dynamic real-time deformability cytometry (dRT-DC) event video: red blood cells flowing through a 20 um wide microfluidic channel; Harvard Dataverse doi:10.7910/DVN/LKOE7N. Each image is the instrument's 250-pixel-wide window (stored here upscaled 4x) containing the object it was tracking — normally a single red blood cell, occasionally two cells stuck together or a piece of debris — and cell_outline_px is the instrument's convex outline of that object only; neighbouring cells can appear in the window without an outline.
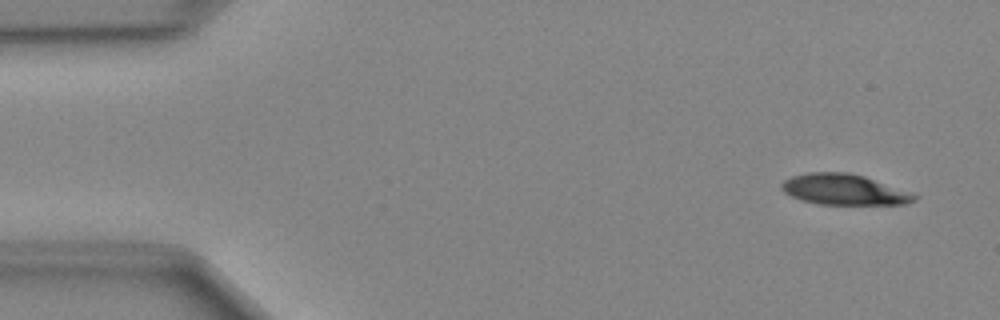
{"species": "Egyptian fruit bat (a non-hibernating species)", "species_latin": "Rousettus aegyptiacus", "temperature_condition": "cold", "stored_images_in_passage": 48, "camera_frame_rate_fps": 3000, "um_per_image_px": 0.085, "animal": {"sex": "female"}, "frame": {"image": 1, "passage_image": 3, "time_ms": 0.667, "image_size_px": [1000, 320], "cell_outline_px": [[920, 196], [916, 200], [908, 204], [820, 204], [804, 200], [792, 196], [784, 192], [780, 188], [780, 184], [784, 180], [792, 176], [808, 172], [848, 172], [864, 176], [912, 192]], "centroid_in_image_um": [71.78, 16.1], "position_along_channel_um": 13.2, "area_um2": 23.81}}
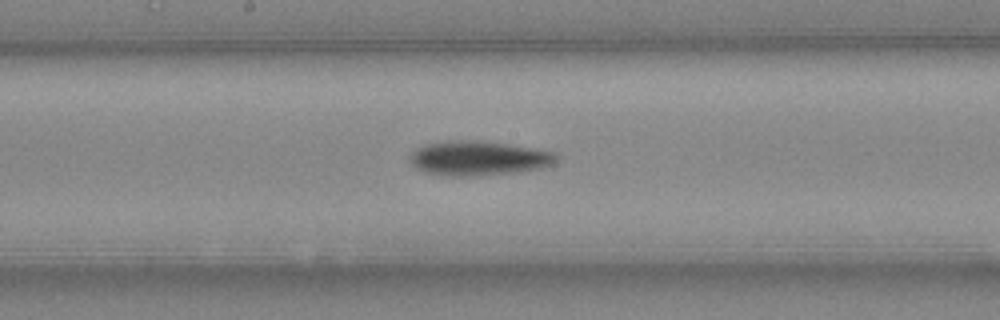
{"frame": {"image": 2, "passage_image": 25, "time_ms": 8.0, "image_size_px": [1000, 320], "cell_outline_px": [[556, 160], [552, 164], [540, 168], [512, 172], [472, 176], [448, 176], [424, 172], [416, 168], [412, 164], [412, 152], [416, 148], [424, 144], [452, 140], [472, 140], [504, 144], [556, 152]], "centroid_in_image_um": [40.62, 13.45], "position_along_channel_um": 207.6, "area_um2": 28.9}}
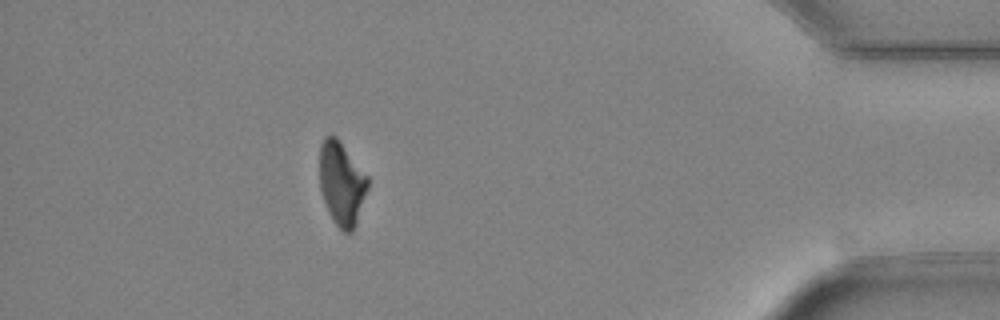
{"frame": {"image": 3, "passage_image": 43, "time_ms": 14.0, "image_size_px": [1000, 320], "cell_outline_px": [[368, 188], [356, 224], [352, 232], [344, 232], [332, 220], [328, 212], [320, 188], [320, 144], [324, 136], [336, 136], [368, 176]], "centroid_in_image_um": [29.04, 15.59], "position_along_channel_um": 406.2, "area_um2": 23.35}}